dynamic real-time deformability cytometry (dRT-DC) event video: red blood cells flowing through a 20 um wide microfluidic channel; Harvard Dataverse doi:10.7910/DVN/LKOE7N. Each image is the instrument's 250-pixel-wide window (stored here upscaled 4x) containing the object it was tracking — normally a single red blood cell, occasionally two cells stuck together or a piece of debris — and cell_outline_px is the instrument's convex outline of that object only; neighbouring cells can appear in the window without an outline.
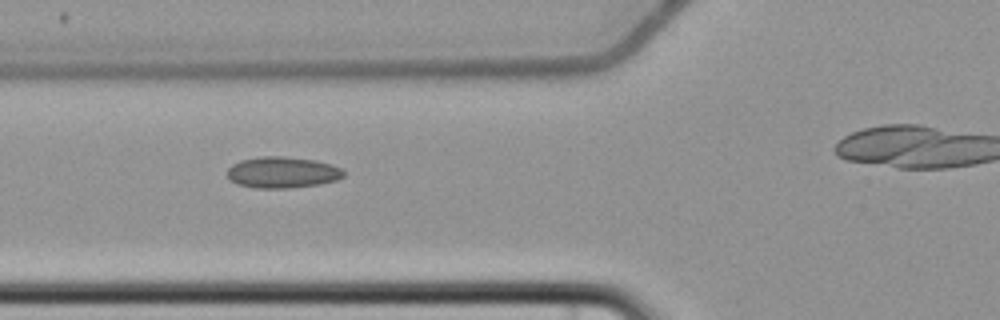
{"species": "common noctule bat (a hibernating species)", "species_latin": "Nyctalus noctula", "temperature_condition": "cold", "stored_images_in_passage": 6, "camera_frame_rate_fps": 3000, "um_per_image_px": 0.085, "animal": {"sex": "female", "body_mass_g": 22.7, "forearm_length_mm": 54.2}, "frame": {"image": 1, "passage_image": 2, "time_ms": 1.0, "image_size_px": [1000, 320], "cell_outline_px": [[344, 176], [336, 180], [320, 184], [288, 188], [256, 188], [236, 184], [228, 176], [228, 168], [232, 164], [240, 160], [260, 156], [284, 156], [316, 160], [332, 164], [340, 168], [344, 172]], "centroid_in_image_um": [24.0, 14.64], "position_along_channel_um": 101.8, "area_um2": 21.27}}
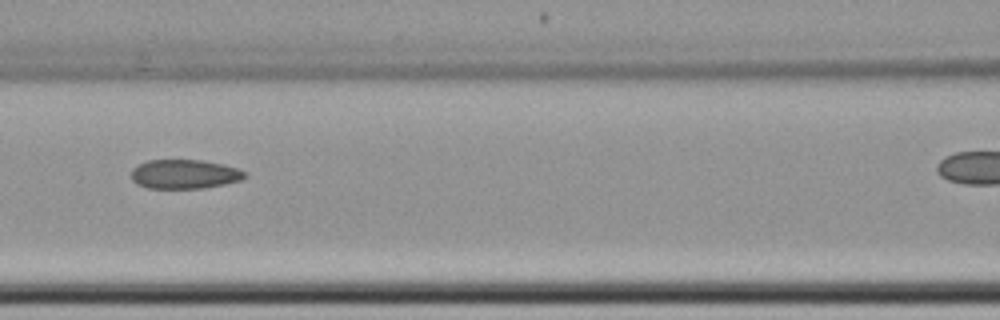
{"frame": {"image": 2, "passage_image": 3, "time_ms": 2.333, "image_size_px": [1000, 320], "cell_outline_px": [[248, 176], [240, 180], [224, 184], [204, 188], [148, 188], [136, 184], [132, 180], [132, 168], [148, 160], [200, 160], [224, 164], [248, 172]], "centroid_in_image_um": [15.7, 14.8], "position_along_channel_um": 150.9, "area_um2": 19.36}}